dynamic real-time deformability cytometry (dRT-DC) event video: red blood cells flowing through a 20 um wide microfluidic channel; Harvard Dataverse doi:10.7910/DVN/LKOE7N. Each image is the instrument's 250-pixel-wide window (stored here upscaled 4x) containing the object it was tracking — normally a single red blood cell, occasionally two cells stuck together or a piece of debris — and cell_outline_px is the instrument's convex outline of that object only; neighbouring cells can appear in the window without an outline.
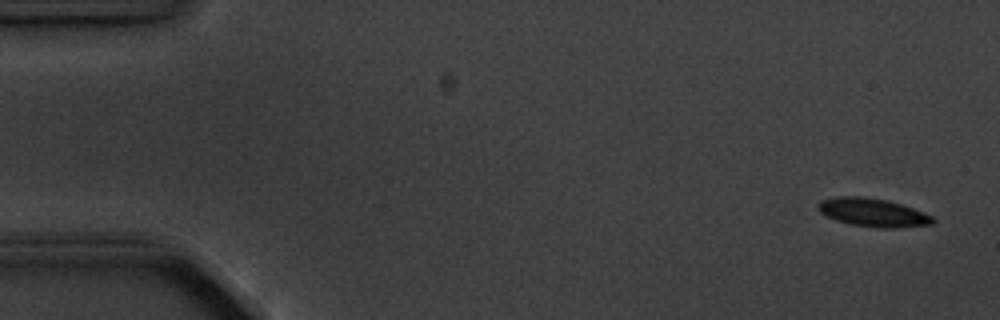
{"species": "common noctule bat (a hibernating species)", "species_latin": "Nyctalus noctula", "temperature_condition": "cold", "stored_images_in_passage": 6, "camera_frame_rate_fps": 3000, "um_per_image_px": 0.085, "animal": {"sex": "male", "body_mass_g": 20.1, "forearm_length_mm": 53.5}, "frame": {"image": 1, "passage_image": 1, "time_ms": 0.0, "image_size_px": [1000, 320], "cell_outline_px": [[936, 220], [932, 224], [896, 228], [876, 228], [848, 224], [836, 220], [820, 212], [820, 200], [840, 196], [860, 196], [884, 200], [900, 204], [912, 208], [932, 216]], "centroid_in_image_um": [74.21, 18.08], "position_along_channel_um": 10.8, "area_um2": 18.67}}